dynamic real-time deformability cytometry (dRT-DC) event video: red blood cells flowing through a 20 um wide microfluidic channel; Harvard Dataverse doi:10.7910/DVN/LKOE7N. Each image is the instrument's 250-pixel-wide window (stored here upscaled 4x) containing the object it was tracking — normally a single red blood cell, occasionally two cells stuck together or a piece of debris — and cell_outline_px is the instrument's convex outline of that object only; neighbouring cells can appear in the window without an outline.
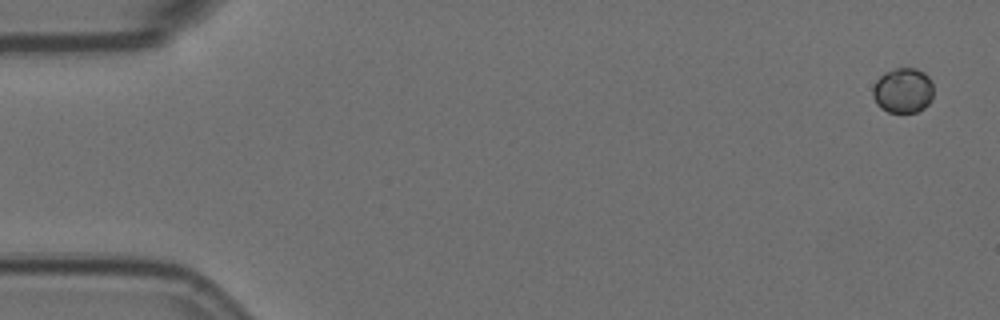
{"species": "Egyptian fruit bat (a non-hibernating species)", "species_latin": "Rousettus aegyptiacus", "temperature_condition": "room temperature", "stored_images_in_passage": 2, "camera_frame_rate_fps": 3000, "um_per_image_px": 0.085, "animal": {"sex": "female"}, "frame": {"image": 1, "passage_image": 1, "time_ms": 0.0, "image_size_px": [1000, 320], "cell_outline_px": [[932, 100], [924, 108], [916, 112], [888, 112], [880, 108], [876, 104], [872, 96], [872, 88], [876, 80], [884, 72], [896, 68], [916, 68], [924, 72], [932, 80]], "centroid_in_image_um": [76.74, 7.69], "position_along_channel_um": 8.3, "area_um2": 16.18}}